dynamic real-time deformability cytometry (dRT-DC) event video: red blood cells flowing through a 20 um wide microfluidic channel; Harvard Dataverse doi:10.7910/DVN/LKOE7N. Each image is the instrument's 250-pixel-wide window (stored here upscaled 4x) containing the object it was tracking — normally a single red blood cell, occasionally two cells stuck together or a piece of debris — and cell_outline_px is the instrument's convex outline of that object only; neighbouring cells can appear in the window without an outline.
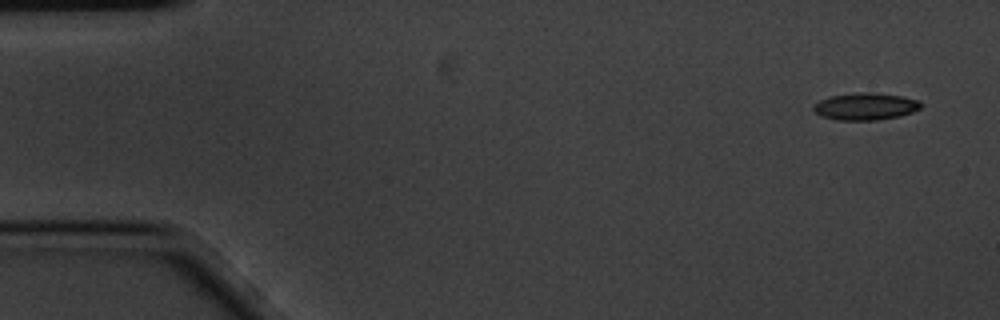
{"species": "common noctule bat (a hibernating species)", "species_latin": "Nyctalus noctula", "temperature_condition": "cold", "stored_images_in_passage": 5, "camera_frame_rate_fps": 3000, "um_per_image_px": 0.085, "animal": {"sex": "male", "body_mass_g": 20.1, "forearm_length_mm": 53.5}, "frame": {"image": 1, "passage_image": 1, "time_ms": 0.0, "image_size_px": [1000, 320], "cell_outline_px": [[924, 104], [920, 108], [912, 112], [900, 116], [876, 120], [836, 120], [820, 116], [812, 108], [820, 100], [832, 96], [860, 92], [872, 92], [900, 96], [920, 100]], "centroid_in_image_um": [73.6, 9.05], "position_along_channel_um": 11.4, "area_um2": 16.94}}
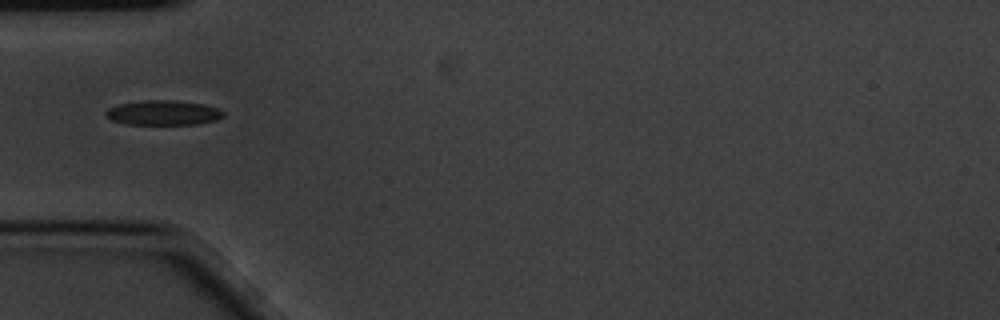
{"frame": {"image": 2, "passage_image": 5, "time_ms": 1.333, "image_size_px": [1000, 320], "cell_outline_px": [[224, 116], [216, 120], [200, 124], [124, 124], [112, 120], [104, 112], [108, 108], [120, 104], [144, 100], [172, 100], [204, 104], [220, 108], [224, 112]], "centroid_in_image_um": [13.92, 9.58], "position_along_channel_um": 71.1, "area_um2": 16.99}}